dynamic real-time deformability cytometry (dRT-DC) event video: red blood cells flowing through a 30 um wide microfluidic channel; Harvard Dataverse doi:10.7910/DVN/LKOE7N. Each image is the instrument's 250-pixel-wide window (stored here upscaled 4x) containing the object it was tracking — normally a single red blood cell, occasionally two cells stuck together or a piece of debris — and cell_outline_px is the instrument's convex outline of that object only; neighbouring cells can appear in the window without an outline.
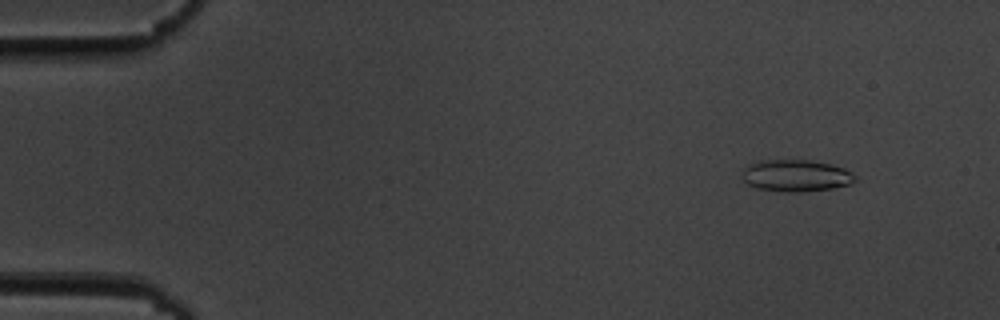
{"species": "common noctule bat (a hibernating species)", "species_latin": "Nyctalus noctula", "temperature_condition": "cold", "stored_images_in_passage": 55, "camera_frame_rate_fps": 3000, "um_per_image_px": 0.085, "animal": {"sex": "male", "body_mass_g": 19.5, "forearm_length_mm": 54.6}, "frame": {"image": 1, "passage_image": 6, "time_ms": 1.667, "image_size_px": [1000, 320], "cell_outline_px": [[856, 180], [848, 184], [832, 188], [800, 192], [788, 192], [756, 188], [748, 184], [740, 176], [744, 168], [748, 164], [756, 160], [812, 160], [844, 168], [856, 176]], "centroid_in_image_um": [67.6, 14.92], "position_along_channel_um": 17.4, "area_um2": 20.98}}
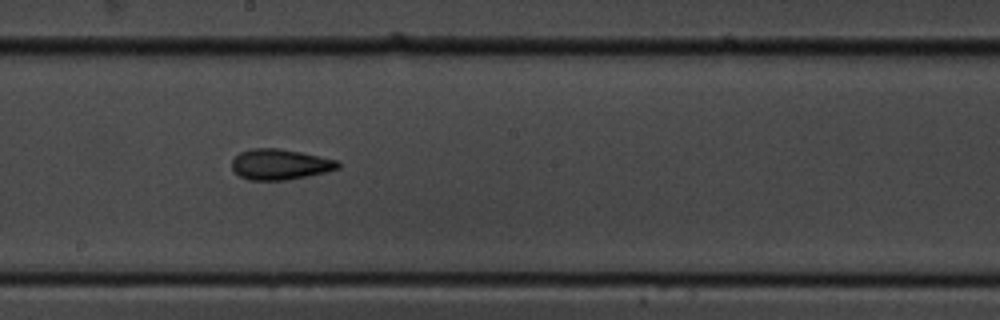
{"frame": {"image": 2, "passage_image": 31, "time_ms": 10.0, "image_size_px": [1000, 320], "cell_outline_px": [[340, 168], [308, 176], [284, 180], [248, 180], [240, 176], [232, 168], [232, 160], [240, 152], [252, 148], [280, 148], [300, 152], [336, 160], [340, 164]], "centroid_in_image_um": [23.78, 13.97], "position_along_channel_um": 224.4, "area_um2": 18.79}}
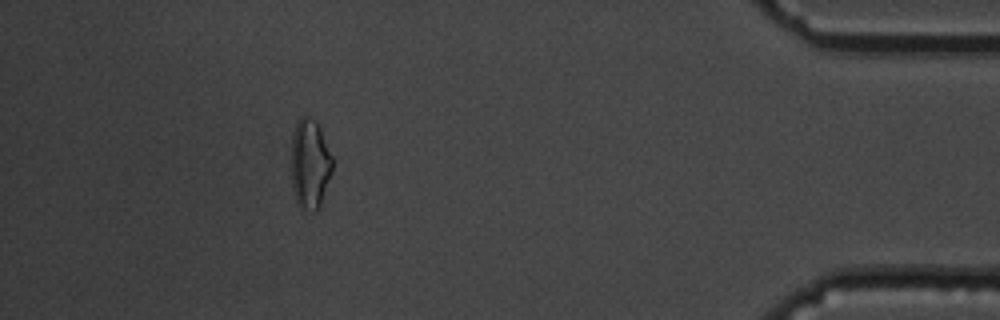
{"frame": {"image": 3, "passage_image": 50, "time_ms": 16.333, "image_size_px": [1000, 320], "cell_outline_px": [[332, 172], [320, 208], [316, 212], [312, 212], [300, 208], [296, 204], [292, 188], [292, 132], [296, 120], [300, 116], [308, 116], [316, 120], [320, 128], [332, 156]], "centroid_in_image_um": [26.34, 13.95], "position_along_channel_um": 408.9, "area_um2": 22.02}, "authors_computed_cell_mechanics": {"area_um2": 19.4786, "velocity_mm_per_s": 3.7009, "shape_relaxation_time_tau1_ms": 4.0372, "shape_relaxation_time_tau2_ms": 2.8366, "deformation_change_tau1": 0.1323, "deformation_change_tau2": 0.1086}}